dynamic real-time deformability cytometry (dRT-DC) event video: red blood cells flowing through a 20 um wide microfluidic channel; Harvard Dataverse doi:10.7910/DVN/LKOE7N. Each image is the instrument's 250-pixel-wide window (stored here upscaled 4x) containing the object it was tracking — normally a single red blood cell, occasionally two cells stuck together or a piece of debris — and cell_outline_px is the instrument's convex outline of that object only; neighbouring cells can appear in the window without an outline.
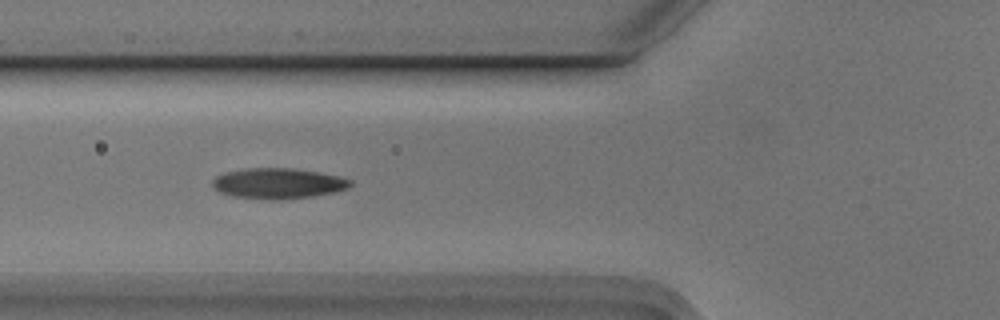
{"species": "Egyptian fruit bat (a non-hibernating species)", "species_latin": "Rousettus aegyptiacus", "temperature_condition": "cold", "stored_images_in_passage": 8, "camera_frame_rate_fps": 3000, "um_per_image_px": 0.085, "animal": {"sex": "male"}, "frame": {"image": 1, "passage_image": 4, "time_ms": 1.0, "image_size_px": [1000, 320], "cell_outline_px": [[352, 184], [348, 188], [336, 192], [312, 196], [276, 200], [272, 200], [236, 196], [220, 192], [212, 184], [212, 180], [216, 176], [228, 172], [248, 168], [292, 168], [320, 172], [352, 180]], "centroid_in_image_um": [23.68, 15.58], "position_along_channel_um": 102.1, "area_um2": 24.28}}
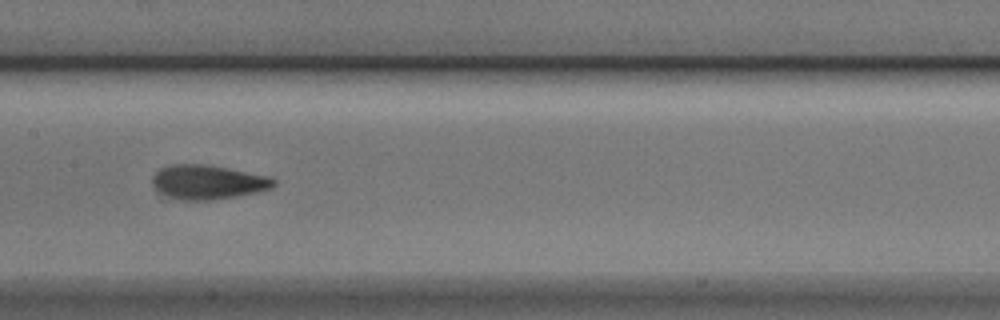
{"frame": {"image": 2, "passage_image": 6, "time_ms": 1.667, "image_size_px": [1000, 320], "cell_outline_px": [[276, 184], [272, 188], [256, 192], [236, 196], [212, 200], [176, 200], [156, 192], [152, 184], [152, 176], [160, 168], [168, 164], [208, 164], [268, 176], [276, 180]], "centroid_in_image_um": [17.61, 15.48], "position_along_channel_um": 189.8, "area_um2": 24.57}}
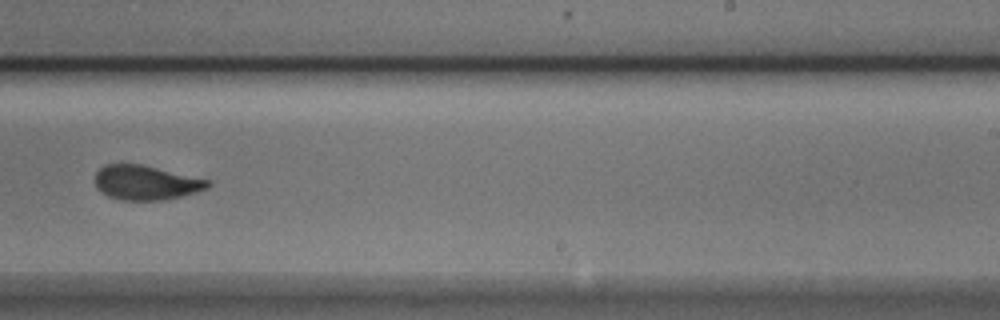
{"frame": {"image": 3, "passage_image": 8, "time_ms": 2.333, "image_size_px": [1000, 320], "cell_outline_px": [[212, 184], [208, 188], [196, 192], [164, 200], [120, 200], [108, 196], [100, 192], [96, 188], [96, 172], [104, 164], [140, 164], [212, 180]], "centroid_in_image_um": [12.41, 15.52], "position_along_channel_um": 276.6, "area_um2": 22.77}}